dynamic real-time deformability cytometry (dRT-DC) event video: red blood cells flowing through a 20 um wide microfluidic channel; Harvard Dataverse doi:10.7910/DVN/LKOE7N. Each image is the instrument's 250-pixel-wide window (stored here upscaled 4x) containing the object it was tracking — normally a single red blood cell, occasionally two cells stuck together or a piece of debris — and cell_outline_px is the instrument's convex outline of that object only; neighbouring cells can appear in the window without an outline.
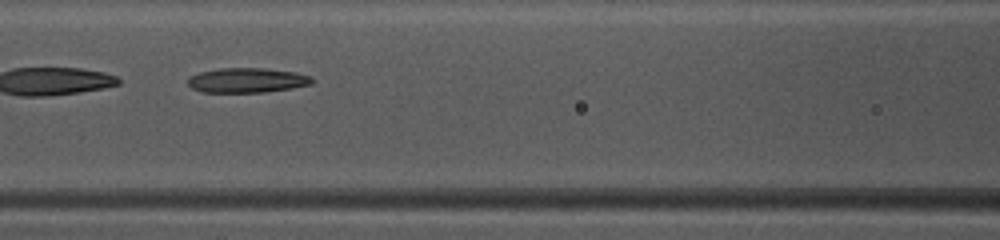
{"species": "common noctule bat (a hibernating species)", "species_latin": "Nyctalus noctula", "temperature_condition": "warm", "stored_images_in_passage": 46, "camera_frame_rate_fps": 3000, "um_per_image_px": 0.085, "animal": {"sex": "female", "body_mass_g": 10.0, "forearm_length_mm": 53.1}, "frame": {"image": 1, "passage_image": 20, "time_ms": 6.333, "image_size_px": [1000, 240], "cell_outline_px": [[312, 84], [292, 88], [264, 92], [204, 92], [192, 88], [188, 84], [188, 80], [192, 76], [200, 72], [220, 68], [264, 68], [296, 72], [312, 76]], "centroid_in_image_um": [21.03, 6.82], "position_along_channel_um": 145.6, "area_um2": 17.8}, "authors_computed_cell_mechanics": {"area_um2": 19.9699, "velocity_mm_per_s": 4.0869, "shape_relaxation_time_tau1_ms": null, "shape_relaxation_time_tau2_ms": 10.6431, "deformation_change_tau1": null, "deformation_change_tau2": 0.2107}}